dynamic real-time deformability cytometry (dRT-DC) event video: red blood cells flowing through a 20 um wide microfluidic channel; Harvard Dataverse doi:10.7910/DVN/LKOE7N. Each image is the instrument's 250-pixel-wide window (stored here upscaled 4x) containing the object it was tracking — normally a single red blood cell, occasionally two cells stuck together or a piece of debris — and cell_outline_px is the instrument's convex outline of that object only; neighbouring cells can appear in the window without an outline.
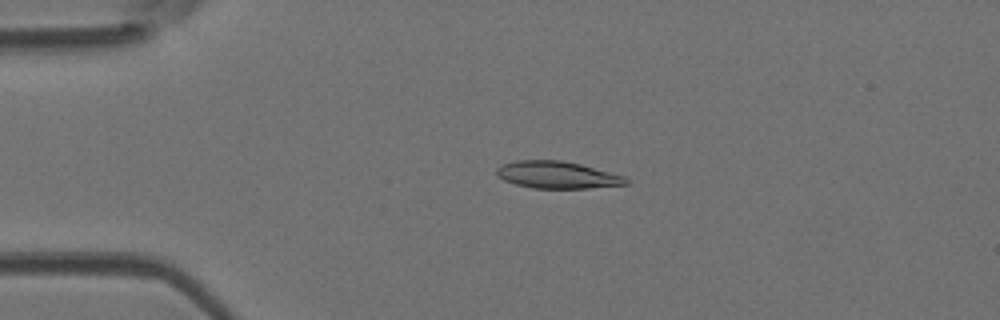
{"species": "Egyptian fruit bat (a non-hibernating species)", "species_latin": "Rousettus aegyptiacus", "temperature_condition": "room temperature", "stored_images_in_passage": 7, "camera_frame_rate_fps": 3000, "um_per_image_px": 0.085, "animal": {"sex": "female"}, "frame": {"image": 1, "passage_image": 1, "time_ms": 0.0, "image_size_px": [1000, 320], "cell_outline_px": [[628, 184], [588, 188], [532, 188], [516, 184], [504, 180], [496, 176], [496, 168], [504, 164], [516, 160], [560, 160], [580, 164], [624, 176], [628, 180]], "centroid_in_image_um": [47.33, 14.86], "position_along_channel_um": 37.7, "area_um2": 20.29}}
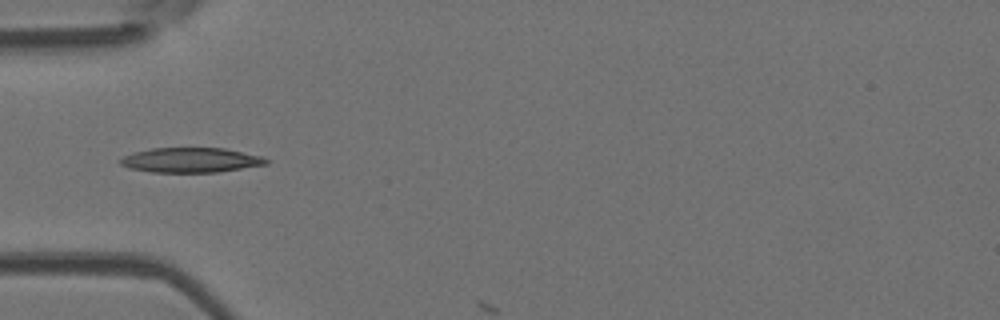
{"frame": {"image": 2, "passage_image": 6, "time_ms": 1.667, "image_size_px": [1000, 320], "cell_outline_px": [[268, 164], [216, 172], [152, 172], [128, 168], [120, 164], [120, 160], [124, 156], [132, 152], [152, 148], [224, 148], [264, 156], [268, 160]], "centroid_in_image_um": [16.22, 13.6], "position_along_channel_um": 68.8, "area_um2": 21.1}}